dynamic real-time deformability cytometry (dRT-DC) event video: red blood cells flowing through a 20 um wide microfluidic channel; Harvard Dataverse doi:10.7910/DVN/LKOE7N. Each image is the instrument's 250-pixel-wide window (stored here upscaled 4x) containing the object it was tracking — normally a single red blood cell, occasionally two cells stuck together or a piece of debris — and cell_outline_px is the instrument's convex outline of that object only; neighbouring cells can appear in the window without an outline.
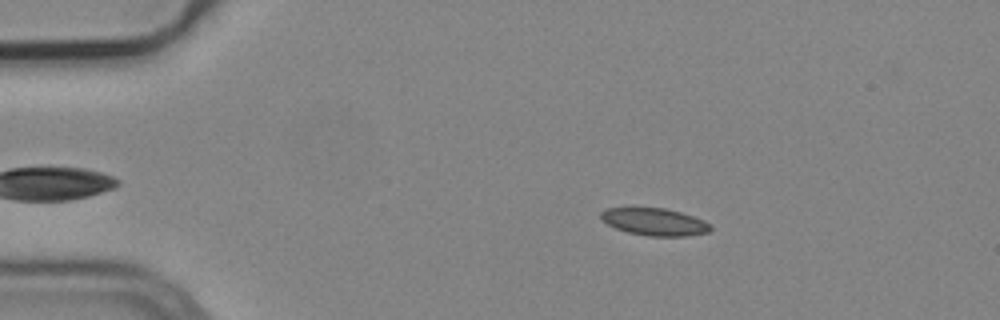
{"species": "common noctule bat (a hibernating species)", "species_latin": "Nyctalus noctula", "temperature_condition": "cold", "stored_images_in_passage": 16, "camera_frame_rate_fps": 3000, "um_per_image_px": 0.085, "animal": {"sex": "male", "body_mass_g": 19.2, "forearm_length_mm": 51.8}, "frame": {"image": 1, "passage_image": 5, "time_ms": 1.333, "image_size_px": [1000, 320], "cell_outline_px": [[712, 228], [708, 232], [688, 236], [648, 236], [628, 232], [616, 228], [608, 224], [600, 216], [600, 212], [608, 208], [664, 208], [680, 212], [704, 220], [712, 224]], "centroid_in_image_um": [55.67, 18.86], "position_along_channel_um": 29.3, "area_um2": 17.34}}
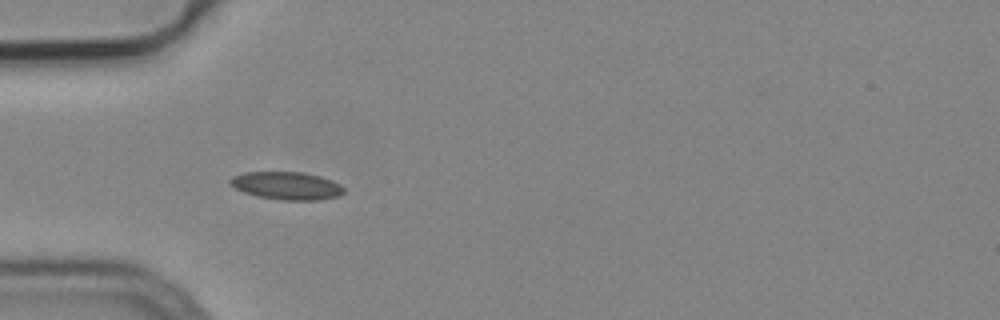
{"frame": {"image": 2, "passage_image": 12, "time_ms": 3.667, "image_size_px": [1000, 320], "cell_outline_px": [[344, 192], [340, 196], [320, 200], [280, 200], [256, 196], [244, 192], [236, 188], [228, 180], [232, 176], [244, 172], [304, 172], [320, 176], [332, 180], [340, 184], [344, 188]], "centroid_in_image_um": [24.4, 15.78], "position_along_channel_um": 60.6, "area_um2": 18.55}}
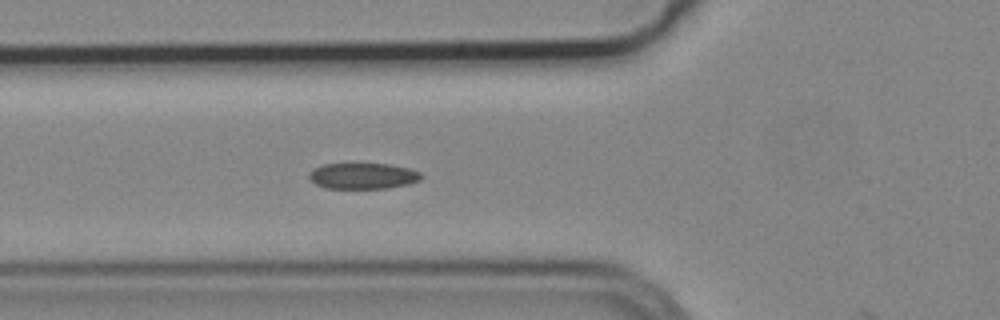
{"frame": {"image": 3, "passage_image": 15, "time_ms": 4.667, "image_size_px": [1000, 320], "cell_outline_px": [[424, 176], [420, 180], [408, 184], [388, 188], [324, 188], [316, 184], [308, 176], [308, 172], [324, 164], [392, 164], [408, 168], [420, 172]], "centroid_in_image_um": [30.88, 14.95], "position_along_channel_um": 94.9, "area_um2": 16.94}}